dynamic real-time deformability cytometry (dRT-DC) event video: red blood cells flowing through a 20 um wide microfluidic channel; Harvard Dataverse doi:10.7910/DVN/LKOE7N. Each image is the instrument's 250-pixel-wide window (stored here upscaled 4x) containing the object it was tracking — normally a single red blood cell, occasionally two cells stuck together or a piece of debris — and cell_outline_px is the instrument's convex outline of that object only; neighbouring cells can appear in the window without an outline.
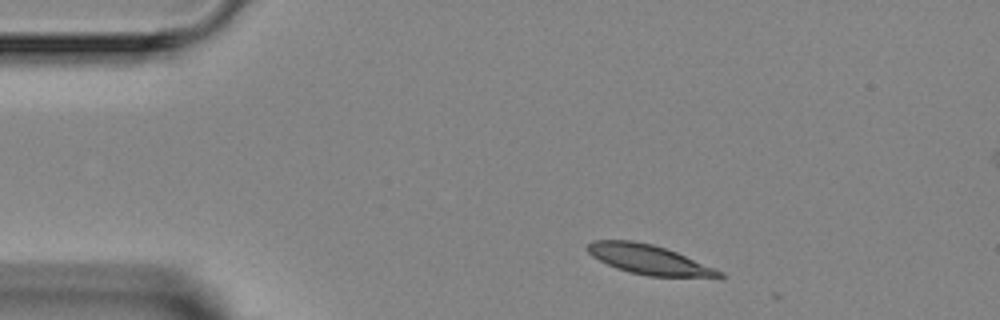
{"species": "Egyptian fruit bat (a non-hibernating species)", "species_latin": "Rousettus aegyptiacus", "temperature_condition": "room temperature", "stored_images_in_passage": 2, "camera_frame_rate_fps": 3000, "um_per_image_px": 0.085, "animal": {"sex": "female"}, "frame": {"image": 1, "passage_image": 1, "time_ms": 0.0, "image_size_px": [1000, 320], "cell_outline_px": [[724, 276], [720, 280], [648, 276], [628, 272], [616, 268], [592, 256], [584, 248], [592, 240], [632, 240], [652, 244], [676, 252], [716, 268], [724, 272]], "centroid_in_image_um": [55.29, 22.11], "position_along_channel_um": 29.7, "area_um2": 23.47}}